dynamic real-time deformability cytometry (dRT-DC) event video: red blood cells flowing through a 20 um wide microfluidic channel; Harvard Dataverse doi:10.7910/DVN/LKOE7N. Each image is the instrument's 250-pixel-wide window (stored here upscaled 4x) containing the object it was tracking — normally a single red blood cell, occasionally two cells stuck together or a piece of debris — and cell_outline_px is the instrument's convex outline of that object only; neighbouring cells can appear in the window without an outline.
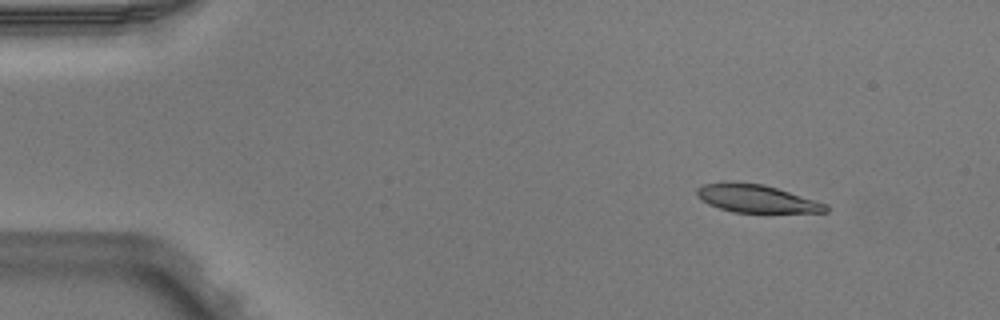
{"species": "Egyptian fruit bat (a non-hibernating species)", "species_latin": "Rousettus aegyptiacus", "temperature_condition": "warm", "stored_images_in_passage": 4, "camera_frame_rate_fps": 3000, "um_per_image_px": 0.085, "animal": {"sex": "male"}, "frame": {"image": 1, "passage_image": 1, "time_ms": 0.0, "image_size_px": [1000, 320], "cell_outline_px": [[828, 212], [732, 212], [708, 204], [700, 200], [696, 196], [696, 188], [704, 184], [732, 180], [764, 184], [828, 204]], "centroid_in_image_um": [64.24, 16.86], "position_along_channel_um": 20.8, "area_um2": 21.15}}
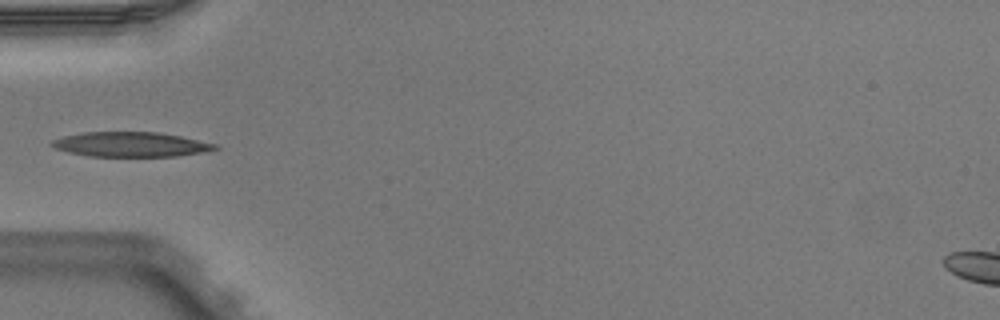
{"frame": {"image": 2, "passage_image": 4, "time_ms": 1.0, "image_size_px": [1000, 320], "cell_outline_px": [[220, 148], [204, 152], [176, 156], [88, 156], [68, 152], [56, 148], [48, 144], [52, 140], [64, 136], [84, 132], [156, 132], [180, 136], [216, 144]], "centroid_in_image_um": [11.1, 12.27], "position_along_channel_um": 73.9, "area_um2": 23.41}}